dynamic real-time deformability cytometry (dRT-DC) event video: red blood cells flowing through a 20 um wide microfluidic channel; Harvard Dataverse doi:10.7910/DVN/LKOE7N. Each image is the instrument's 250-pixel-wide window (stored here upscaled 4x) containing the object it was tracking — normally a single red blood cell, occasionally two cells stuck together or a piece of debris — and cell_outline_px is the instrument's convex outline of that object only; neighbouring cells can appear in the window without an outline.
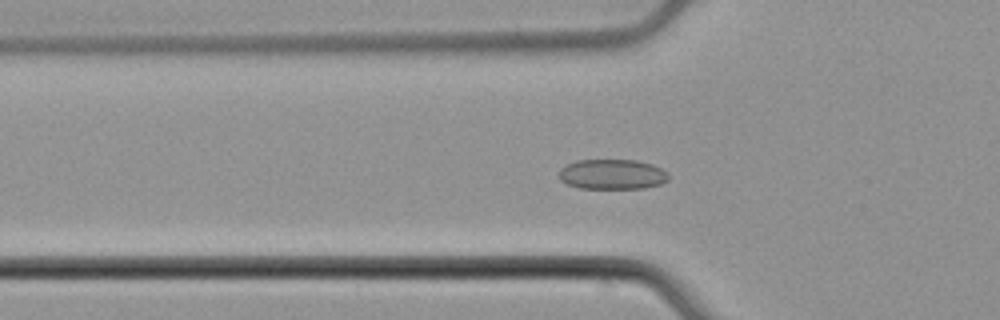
{"species": "common noctule bat (a hibernating species)", "species_latin": "Nyctalus noctula", "temperature_condition": "cold", "stored_images_in_passage": 54, "camera_frame_rate_fps": 3000, "um_per_image_px": 0.085, "animal": {"sex": "male", "body_mass_g": 21.5, "forearm_length_mm": 52.0}, "frame": {"image": 1, "passage_image": 19, "time_ms": 6.0, "image_size_px": [1000, 320], "cell_outline_px": [[668, 180], [660, 184], [644, 188], [580, 188], [568, 184], [560, 180], [560, 168], [576, 160], [636, 160], [652, 164], [668, 172]], "centroid_in_image_um": [52.05, 14.81], "position_along_channel_um": 73.7, "area_um2": 19.13}}
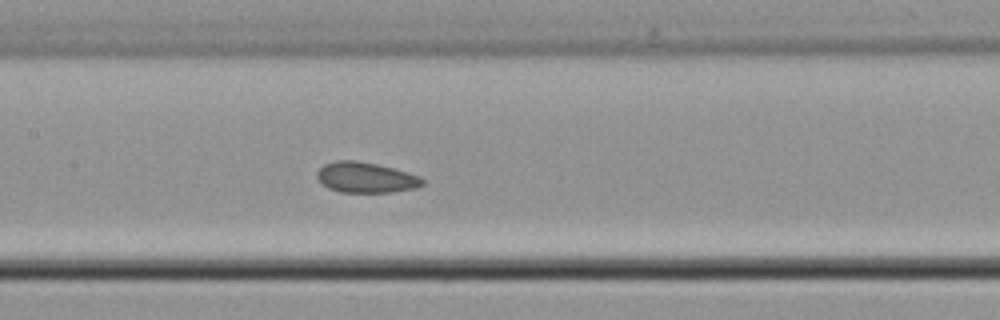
{"frame": {"image": 2, "passage_image": 27, "time_ms": 8.667, "image_size_px": [1000, 320], "cell_outline_px": [[424, 184], [416, 188], [392, 192], [340, 192], [328, 188], [320, 184], [316, 176], [316, 172], [324, 164], [336, 160], [356, 160], [376, 164], [408, 172], [420, 176], [424, 180]], "centroid_in_image_um": [31.07, 15.09], "position_along_channel_um": 176.3, "area_um2": 18.9}}
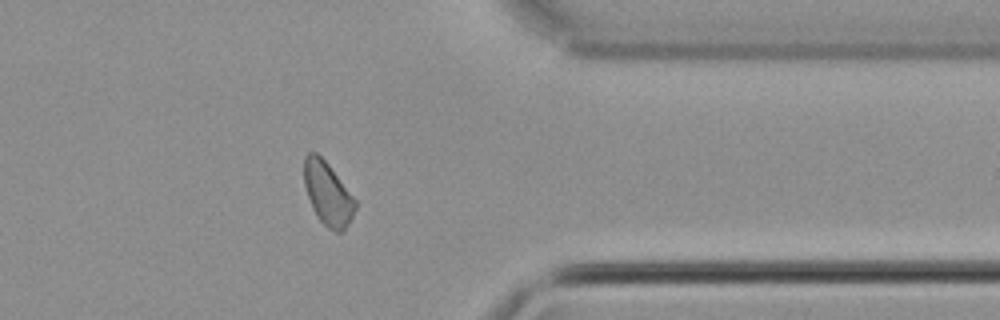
{"frame": {"image": 3, "passage_image": 44, "time_ms": 14.333, "image_size_px": [1000, 320], "cell_outline_px": [[356, 208], [348, 224], [340, 232], [336, 232], [328, 228], [316, 216], [312, 208], [304, 184], [304, 156], [308, 152], [316, 152], [328, 164], [356, 200]], "centroid_in_image_um": [27.84, 16.45], "position_along_channel_um": 383.6, "area_um2": 18.61}, "authors_computed_cell_mechanics": {"area_um2": 19.2185, "velocity_mm_per_s": 3.8685, "shape_relaxation_time_tau1_ms": null, "shape_relaxation_time_tau2_ms": 1.9729, "deformation_change_tau1": null, "deformation_change_tau2": 0.0709}}